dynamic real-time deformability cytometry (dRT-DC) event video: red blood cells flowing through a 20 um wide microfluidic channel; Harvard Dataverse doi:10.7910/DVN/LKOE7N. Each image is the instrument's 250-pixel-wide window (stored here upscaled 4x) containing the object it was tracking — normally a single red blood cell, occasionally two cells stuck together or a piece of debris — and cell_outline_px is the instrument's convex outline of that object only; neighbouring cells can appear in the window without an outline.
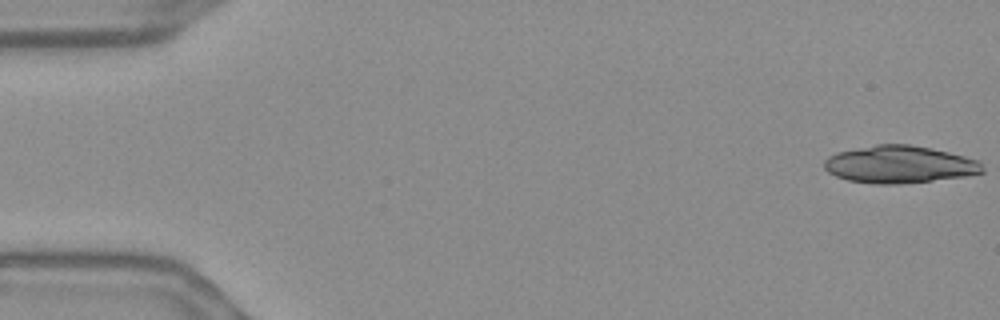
{"species": "Egyptian fruit bat (a non-hibernating species)", "species_latin": "Rousettus aegyptiacus", "temperature_condition": "warm", "stored_images_in_passage": 26, "camera_frame_rate_fps": 3000, "um_per_image_px": 0.085, "frame": {"image": 1, "passage_image": 1, "time_ms": 0.0, "image_size_px": [1000, 320], "cell_outline_px": [[984, 172], [964, 176], [900, 184], [872, 184], [848, 180], [836, 176], [828, 172], [824, 168], [824, 160], [828, 156], [836, 152], [876, 144], [908, 144], [932, 148], [980, 160], [984, 168]], "centroid_in_image_um": [76.44, 13.97], "position_along_channel_um": 8.6, "area_um2": 34.56}}
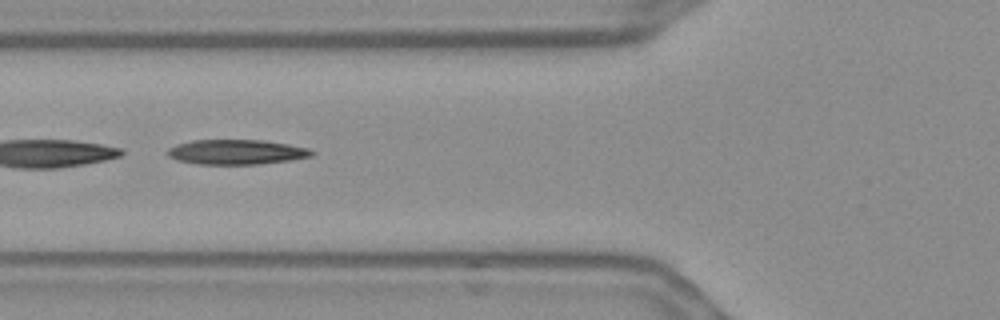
{"frame": {"image": 2, "passage_image": 21, "time_ms": 6.667, "image_size_px": [1000, 320], "cell_outline_px": [[316, 152], [312, 156], [292, 160], [260, 164], [196, 164], [176, 160], [168, 156], [164, 152], [168, 148], [176, 144], [192, 140], [264, 140], [288, 144], [308, 148]], "centroid_in_image_um": [20.07, 12.92], "position_along_channel_um": 105.7, "area_um2": 21.15}}